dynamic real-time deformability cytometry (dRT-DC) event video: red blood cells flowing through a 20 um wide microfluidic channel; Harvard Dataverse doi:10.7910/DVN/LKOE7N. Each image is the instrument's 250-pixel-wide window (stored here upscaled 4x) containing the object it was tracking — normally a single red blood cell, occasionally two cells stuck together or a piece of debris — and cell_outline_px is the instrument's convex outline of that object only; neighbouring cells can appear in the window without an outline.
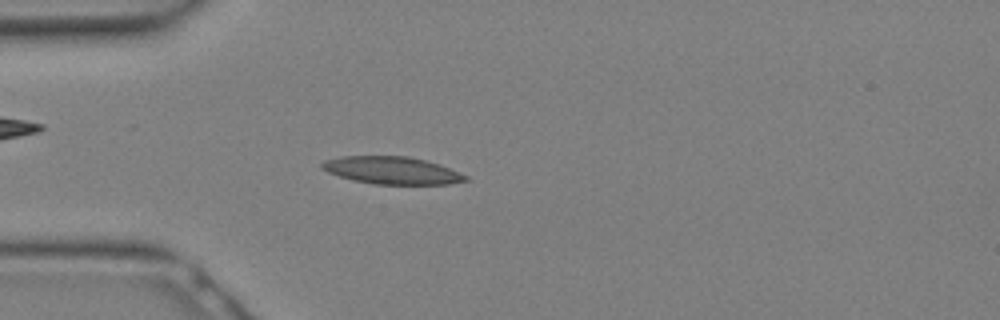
{"species": "Egyptian fruit bat (a non-hibernating species)", "species_latin": "Rousettus aegyptiacus", "temperature_condition": "warm", "stored_images_in_passage": 29, "camera_frame_rate_fps": 3000, "um_per_image_px": 0.085, "animal": {"sex": "female"}, "frame": {"image": 1, "passage_image": 8, "time_ms": 2.333, "image_size_px": [1000, 320], "cell_outline_px": [[468, 180], [448, 184], [372, 184], [352, 180], [328, 172], [320, 168], [320, 164], [324, 160], [340, 156], [408, 156], [440, 164], [468, 176]], "centroid_in_image_um": [33.28, 14.48], "position_along_channel_um": 51.7, "area_um2": 23.0}}
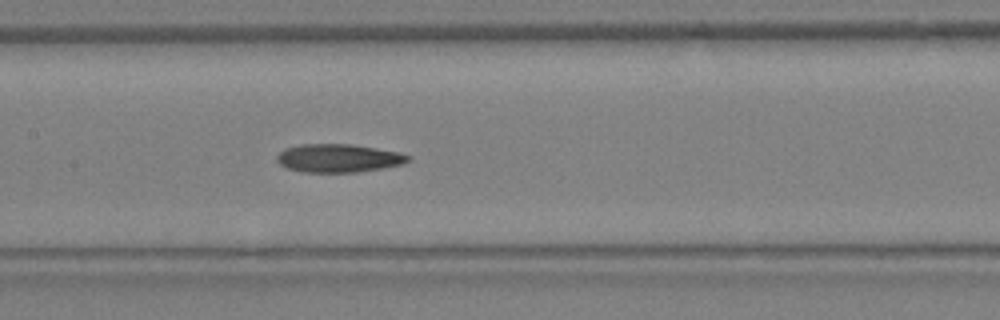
{"frame": {"image": 2, "passage_image": 14, "time_ms": 4.333, "image_size_px": [1000, 320], "cell_outline_px": [[412, 156], [404, 164], [384, 168], [356, 172], [300, 172], [288, 168], [280, 164], [276, 160], [276, 156], [284, 148], [300, 144], [352, 144], [400, 152]], "centroid_in_image_um": [28.77, 13.44], "position_along_channel_um": 178.6, "area_um2": 21.79}}
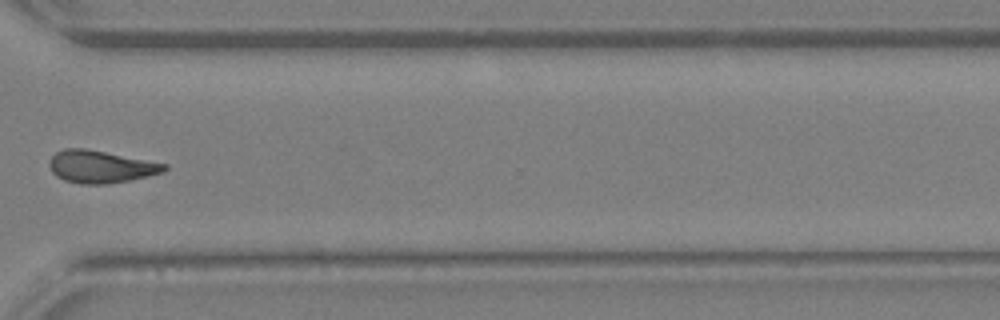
{"frame": {"image": 3, "passage_image": 22, "time_ms": 7.0, "image_size_px": [1000, 320], "cell_outline_px": [[168, 168], [164, 172], [132, 180], [104, 184], [80, 184], [64, 180], [56, 176], [52, 172], [52, 156], [56, 152], [64, 148], [88, 148], [168, 164]], "centroid_in_image_um": [8.61, 14.16], "position_along_channel_um": 362.0, "area_um2": 21.73}}